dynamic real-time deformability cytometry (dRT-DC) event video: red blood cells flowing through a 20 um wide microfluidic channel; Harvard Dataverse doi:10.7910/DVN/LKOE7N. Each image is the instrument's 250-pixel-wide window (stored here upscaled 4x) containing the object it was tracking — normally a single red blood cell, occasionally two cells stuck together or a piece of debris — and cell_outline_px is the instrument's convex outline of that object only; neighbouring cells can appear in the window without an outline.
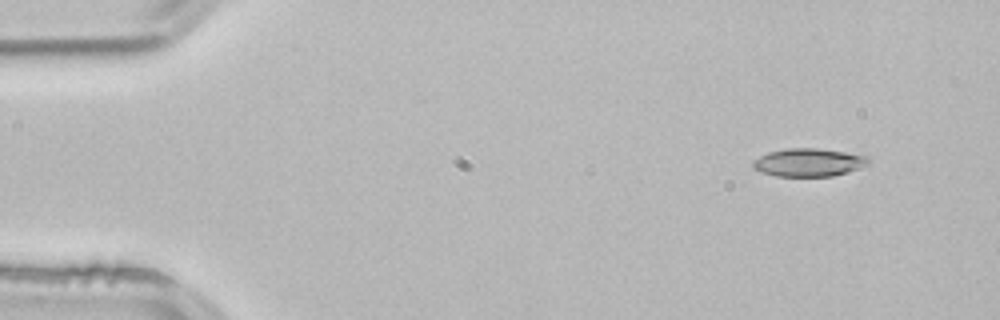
{"species": "common noctule bat (a hibernating species)", "species_latin": "Nyctalus noctula", "temperature_condition": "room temperature", "stored_images_in_passage": 4, "camera_frame_rate_fps": 3000, "um_per_image_px": 0.085, "animal": {"sex": "male", "body_mass_g": 21.5, "forearm_length_mm": 52.0}, "frame": {"image": 1, "passage_image": 1, "time_ms": 0.0, "image_size_px": [1000, 320], "cell_outline_px": [[872, 160], [868, 164], [860, 168], [848, 172], [832, 176], [776, 176], [752, 168], [752, 160], [768, 152], [788, 148], [816, 148], [844, 152], [868, 156]], "centroid_in_image_um": [68.75, 13.8], "position_along_channel_um": 16.2, "area_um2": 18.9}}